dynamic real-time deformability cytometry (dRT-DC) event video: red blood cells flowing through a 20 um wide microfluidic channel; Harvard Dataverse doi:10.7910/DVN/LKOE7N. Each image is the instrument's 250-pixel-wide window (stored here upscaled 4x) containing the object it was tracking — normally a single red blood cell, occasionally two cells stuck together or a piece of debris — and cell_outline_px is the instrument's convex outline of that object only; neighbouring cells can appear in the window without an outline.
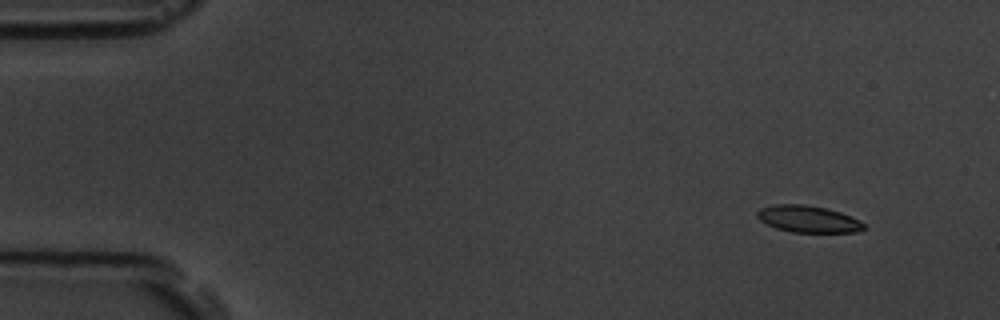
{"species": "common noctule bat (a hibernating species)", "species_latin": "Nyctalus noctula", "temperature_condition": "room temperature", "stored_images_in_passage": 6, "camera_frame_rate_fps": 3000, "um_per_image_px": 0.085, "animal": {"sex": "male", "body_mass_g": 19.5, "forearm_length_mm": 54.6}, "frame": {"image": 1, "passage_image": 2, "time_ms": 1.333, "image_size_px": [1000, 320], "cell_outline_px": [[864, 228], [860, 232], [792, 232], [776, 228], [760, 220], [756, 216], [756, 212], [760, 208], [776, 204], [804, 204], [824, 208], [840, 212], [864, 224]], "centroid_in_image_um": [68.64, 18.62], "position_along_channel_um": 16.4, "area_um2": 16.42}}
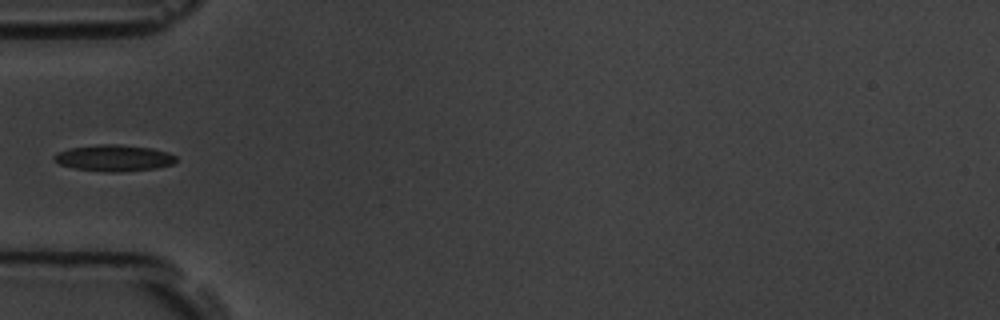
{"frame": {"image": 2, "passage_image": 6, "time_ms": 6.0, "image_size_px": [1000, 320], "cell_outline_px": [[176, 160], [172, 164], [156, 168], [120, 172], [104, 172], [76, 168], [60, 164], [52, 160], [52, 156], [56, 152], [68, 148], [100, 144], [120, 144], [152, 148], [168, 152], [176, 156]], "centroid_in_image_um": [9.65, 13.42], "position_along_channel_um": 75.3, "area_um2": 18.9}}